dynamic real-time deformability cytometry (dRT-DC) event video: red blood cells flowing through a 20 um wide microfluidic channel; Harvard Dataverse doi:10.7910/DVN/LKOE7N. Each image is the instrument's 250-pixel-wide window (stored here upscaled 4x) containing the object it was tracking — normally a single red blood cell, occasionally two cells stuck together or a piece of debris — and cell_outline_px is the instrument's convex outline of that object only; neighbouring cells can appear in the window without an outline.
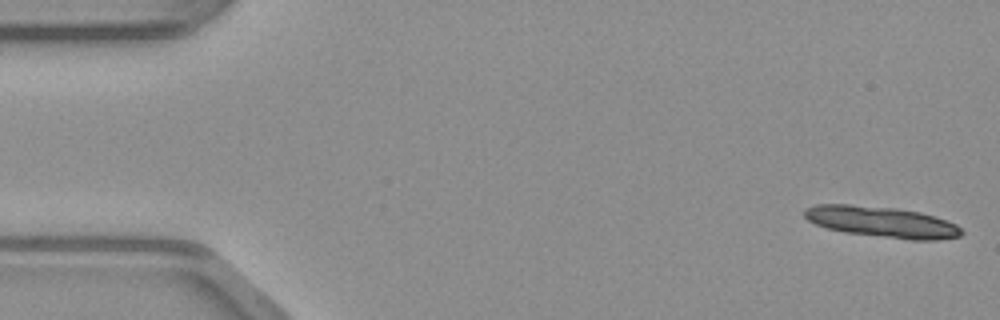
{"species": "common noctule bat (a hibernating species)", "species_latin": "Nyctalus noctula", "temperature_condition": "warm", "stored_images_in_passage": 12, "camera_frame_rate_fps": 3000, "um_per_image_px": 0.085, "animal": {"sex": "male", "body_mass_g": 23.1, "forearm_length_mm": 52.7}, "frame": {"image": 1, "passage_image": 1, "time_ms": 0.0, "image_size_px": [1000, 320], "cell_outline_px": [[964, 232], [960, 236], [936, 240], [912, 240], [844, 232], [828, 228], [816, 224], [808, 220], [804, 216], [804, 208], [816, 204], [848, 204], [896, 208], [920, 212], [956, 224]], "centroid_in_image_um": [74.93, 18.86], "position_along_channel_um": 10.1, "area_um2": 28.15}}